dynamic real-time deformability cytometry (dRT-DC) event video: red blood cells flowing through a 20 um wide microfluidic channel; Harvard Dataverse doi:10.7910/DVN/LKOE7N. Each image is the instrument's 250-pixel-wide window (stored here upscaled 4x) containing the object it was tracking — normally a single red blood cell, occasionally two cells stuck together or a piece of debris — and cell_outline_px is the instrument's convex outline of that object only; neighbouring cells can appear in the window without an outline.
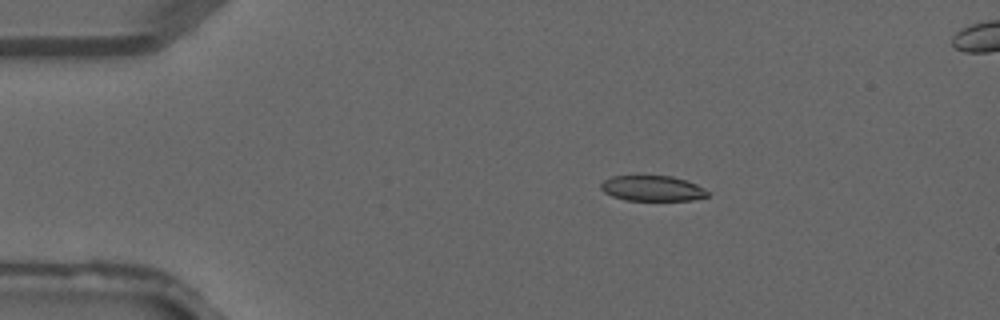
{"species": "common noctule bat (a hibernating species)", "species_latin": "Nyctalus noctula", "temperature_condition": "warm", "stored_images_in_passage": 41, "segment_of_instrument_passage": [1, 2], "camera_frame_rate_fps": 3000, "um_per_image_px": 0.085, "animal": {"sex": "male", "forearm_length_mm": 52.5}, "frame": {"image": 1, "passage_image": 8, "time_ms": 2.333, "image_size_px": [1000, 320], "cell_outline_px": [[708, 196], [692, 200], [624, 200], [612, 196], [604, 192], [600, 188], [600, 184], [604, 180], [612, 176], [636, 172], [640, 172], [672, 176], [696, 184], [704, 188], [708, 192]], "centroid_in_image_um": [55.37, 15.95], "position_along_channel_um": 29.6, "area_um2": 16.65}}
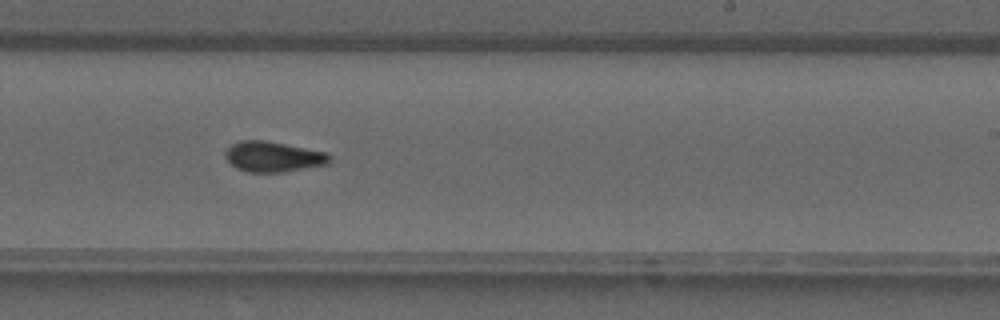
{"frame": {"image": 2, "passage_image": 25, "time_ms": 8.0, "image_size_px": [1000, 320], "cell_outline_px": [[332, 160], [328, 164], [284, 172], [248, 172], [236, 168], [224, 156], [224, 152], [232, 144], [240, 140], [264, 140], [328, 152], [332, 156]], "centroid_in_image_um": [23.25, 13.32], "position_along_channel_um": 265.7, "area_um2": 18.61}}
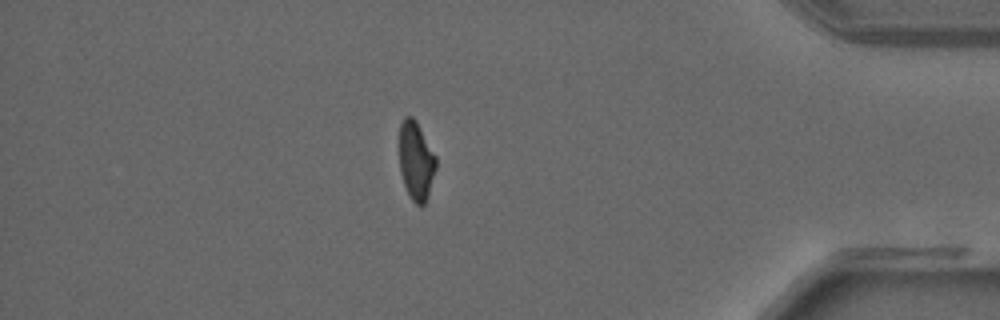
{"frame": {"image": 3, "passage_image": 35, "time_ms": 11.333, "image_size_px": [1000, 320], "cell_outline_px": [[436, 168], [424, 204], [416, 204], [412, 200], [404, 184], [400, 172], [400, 124], [404, 116], [412, 116], [416, 120], [436, 156]], "centroid_in_image_um": [35.36, 13.62], "position_along_channel_um": 399.8, "area_um2": 16.47}}